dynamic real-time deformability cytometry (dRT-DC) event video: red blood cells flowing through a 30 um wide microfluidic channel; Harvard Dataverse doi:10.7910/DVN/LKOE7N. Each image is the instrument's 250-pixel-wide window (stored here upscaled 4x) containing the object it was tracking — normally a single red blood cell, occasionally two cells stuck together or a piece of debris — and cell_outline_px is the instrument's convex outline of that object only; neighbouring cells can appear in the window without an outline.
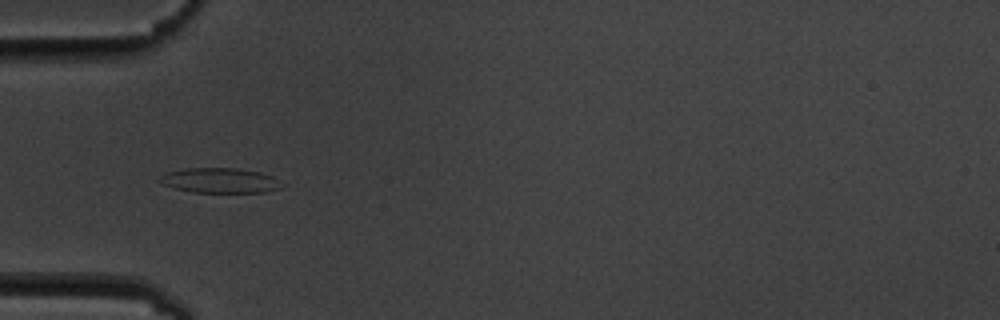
{"species": "common noctule bat (a hibernating species)", "species_latin": "Nyctalus noctula", "temperature_condition": "cold", "stored_images_in_passage": 2, "camera_frame_rate_fps": 3000, "um_per_image_px": 0.085, "animal": {"sex": "male", "body_mass_g": 19.5, "forearm_length_mm": 54.6}, "frame": {"image": 1, "passage_image": 1, "time_ms": 0.0, "image_size_px": [1000, 320], "cell_outline_px": [[284, 184], [280, 188], [264, 192], [192, 192], [176, 188], [164, 184], [156, 180], [164, 172], [184, 168], [236, 168], [260, 172], [272, 176]], "centroid_in_image_um": [18.66, 15.33], "position_along_channel_um": 66.3, "area_um2": 17.8}}